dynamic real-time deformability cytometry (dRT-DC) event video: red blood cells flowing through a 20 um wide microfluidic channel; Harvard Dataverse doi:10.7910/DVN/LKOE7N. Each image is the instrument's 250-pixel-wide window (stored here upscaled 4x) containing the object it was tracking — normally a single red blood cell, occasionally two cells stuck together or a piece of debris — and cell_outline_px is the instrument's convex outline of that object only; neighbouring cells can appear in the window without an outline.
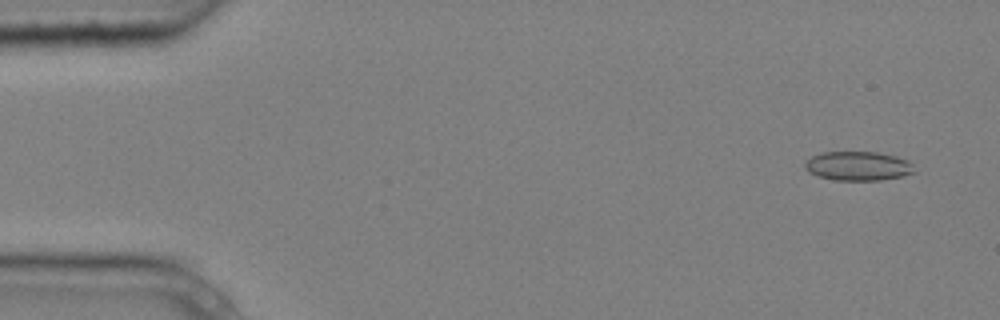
{"species": "common noctule bat (a hibernating species)", "species_latin": "Nyctalus noctula", "temperature_condition": "cold", "stored_images_in_passage": 4, "camera_frame_rate_fps": 3000, "um_per_image_px": 0.085, "animal": {"sex": "male", "body_mass_g": 20.4}, "frame": {"image": 1, "passage_image": 1, "time_ms": 0.0, "image_size_px": [1000, 320], "cell_outline_px": [[916, 172], [904, 176], [880, 180], [836, 180], [820, 176], [808, 172], [804, 168], [804, 164], [812, 156], [820, 152], [876, 152], [896, 156], [908, 160], [912, 164]], "centroid_in_image_um": [72.96, 14.11], "position_along_channel_um": 12.0, "area_um2": 18.61}}
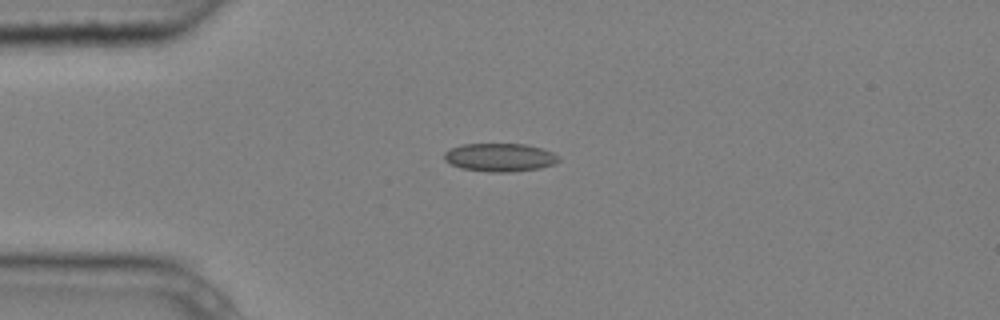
{"frame": {"image": 2, "passage_image": 4, "time_ms": 1.0, "image_size_px": [1000, 320], "cell_outline_px": [[560, 160], [556, 164], [540, 168], [512, 172], [488, 172], [460, 168], [444, 160], [444, 152], [460, 144], [524, 144], [544, 148], [560, 156]], "centroid_in_image_um": [42.52, 13.38], "position_along_channel_um": 42.5, "area_um2": 19.07}}